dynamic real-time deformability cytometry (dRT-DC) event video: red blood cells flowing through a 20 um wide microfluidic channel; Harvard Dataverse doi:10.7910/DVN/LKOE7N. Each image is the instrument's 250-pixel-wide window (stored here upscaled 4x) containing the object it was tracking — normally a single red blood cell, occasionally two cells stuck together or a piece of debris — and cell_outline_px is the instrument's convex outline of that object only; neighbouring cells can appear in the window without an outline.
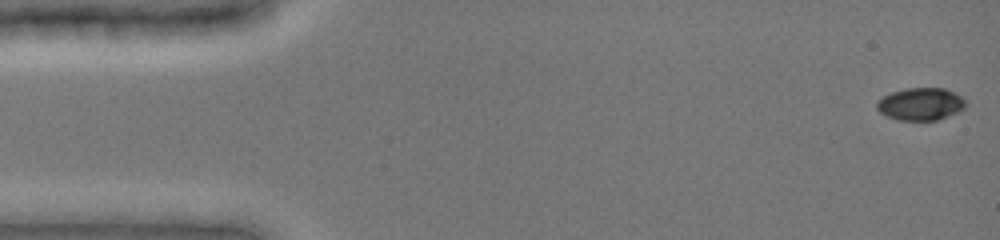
{"species": "common noctule bat (a hibernating species)", "species_latin": "Nyctalus noctula", "temperature_condition": "cold", "stored_images_in_passage": 48, "camera_frame_rate_fps": 3000, "um_per_image_px": 0.085, "animal": {"sex": "female", "body_mass_g": 19.0, "forearm_length_mm": 51.5}, "frame": {"image": 1, "passage_image": 1, "time_ms": 0.0, "image_size_px": [1000, 240], "cell_outline_px": [[968, 104], [960, 112], [936, 120], [896, 120], [880, 112], [876, 108], [876, 104], [884, 96], [892, 92], [904, 88], [944, 88], [960, 96]], "centroid_in_image_um": [78.27, 8.85], "position_along_channel_um": 6.7, "area_um2": 16.76}}
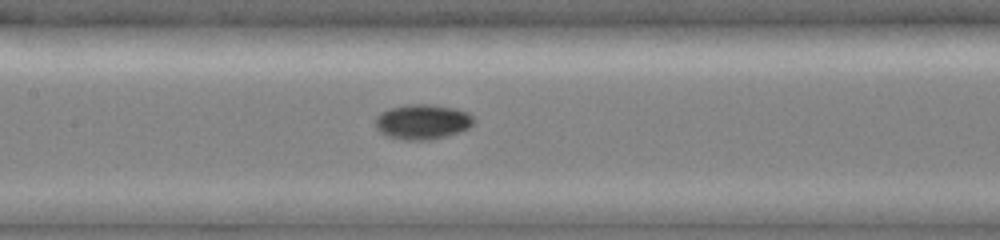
{"frame": {"image": 2, "passage_image": 23, "time_ms": 7.333, "image_size_px": [1000, 240], "cell_outline_px": [[476, 120], [468, 128], [460, 132], [432, 140], [404, 140], [388, 136], [380, 132], [376, 128], [376, 116], [380, 112], [388, 108], [408, 104], [432, 104], [452, 108], [468, 112]], "centroid_in_image_um": [35.9, 10.35], "position_along_channel_um": 171.5, "area_um2": 20.23}}
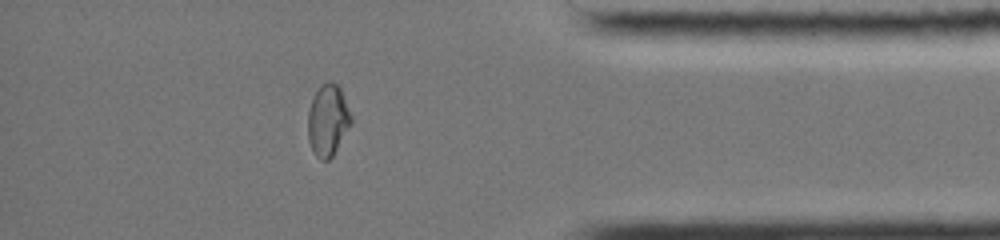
{"frame": {"image": 3, "passage_image": 42, "time_ms": 13.667, "image_size_px": [1000, 240], "cell_outline_px": [[352, 124], [332, 156], [328, 160], [320, 160], [316, 156], [308, 140], [308, 112], [312, 100], [320, 84], [328, 80], [332, 80], [340, 88], [352, 116]], "centroid_in_image_um": [27.88, 10.2], "position_along_channel_um": 407.3, "area_um2": 18.03}, "authors_computed_cell_mechanics": {"area_um2": 18.0625, "velocity_mm_per_s": 3.9649, "shape_relaxation_time_tau1_ms": null, "shape_relaxation_time_tau2_ms": 4.1168, "deformation_change_tau1": null, "deformation_change_tau2": 0.0331}}